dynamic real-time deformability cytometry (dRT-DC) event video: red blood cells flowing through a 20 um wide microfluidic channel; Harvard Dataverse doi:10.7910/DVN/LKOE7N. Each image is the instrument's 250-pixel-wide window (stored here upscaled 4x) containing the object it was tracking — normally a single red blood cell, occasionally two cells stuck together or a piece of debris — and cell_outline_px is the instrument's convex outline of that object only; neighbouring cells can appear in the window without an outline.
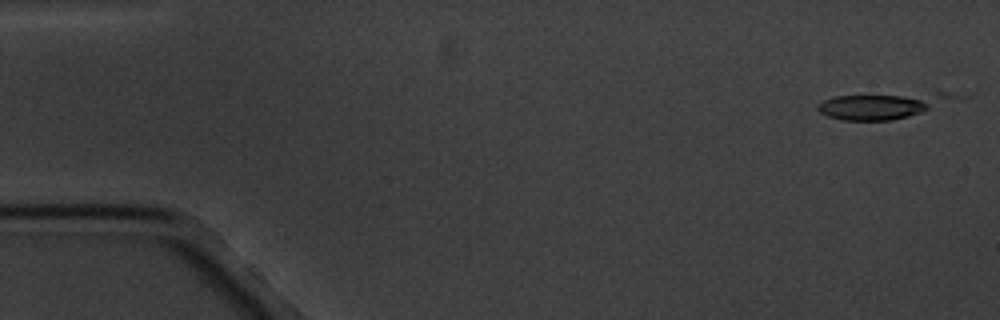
{"species": "common noctule bat (a hibernating species)", "species_latin": "Nyctalus noctula", "temperature_condition": "cold", "stored_images_in_passage": 6, "camera_frame_rate_fps": 3000, "um_per_image_px": 0.085, "animal": {"sex": "male", "body_mass_g": 20.1, "forearm_length_mm": 53.5}, "frame": {"image": 1, "passage_image": 1, "time_ms": 0.0, "image_size_px": [1000, 320], "cell_outline_px": [[948, 96], [928, 108], [920, 112], [908, 116], [892, 120], [840, 120], [828, 116], [820, 112], [816, 108], [816, 104], [832, 96], [936, 88], [944, 92]], "centroid_in_image_um": [74.82, 8.89], "position_along_channel_um": 10.2, "area_um2": 21.1}}